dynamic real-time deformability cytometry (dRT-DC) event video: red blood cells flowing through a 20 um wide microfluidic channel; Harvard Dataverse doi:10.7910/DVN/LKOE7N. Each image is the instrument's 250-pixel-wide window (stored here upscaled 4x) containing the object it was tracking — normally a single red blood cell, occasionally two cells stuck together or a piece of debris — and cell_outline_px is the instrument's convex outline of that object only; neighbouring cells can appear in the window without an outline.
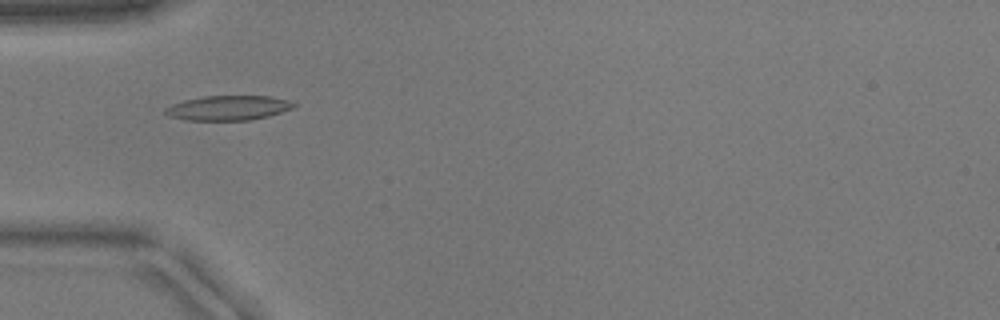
{"species": "common noctule bat (a hibernating species)", "species_latin": "Nyctalus noctula", "temperature_condition": "warm", "stored_images_in_passage": 39, "camera_frame_rate_fps": 3000, "um_per_image_px": 0.085, "animal": {"sex": "male", "body_mass_g": 17.9}, "frame": {"image": 1, "passage_image": 4, "time_ms": 1.0, "image_size_px": [1000, 320], "cell_outline_px": [[296, 104], [292, 108], [268, 116], [252, 120], [188, 120], [168, 116], [164, 112], [164, 108], [172, 104], [184, 100], [204, 96], [268, 96], [288, 100]], "centroid_in_image_um": [19.36, 9.17], "position_along_channel_um": 65.6, "area_um2": 18.38}}
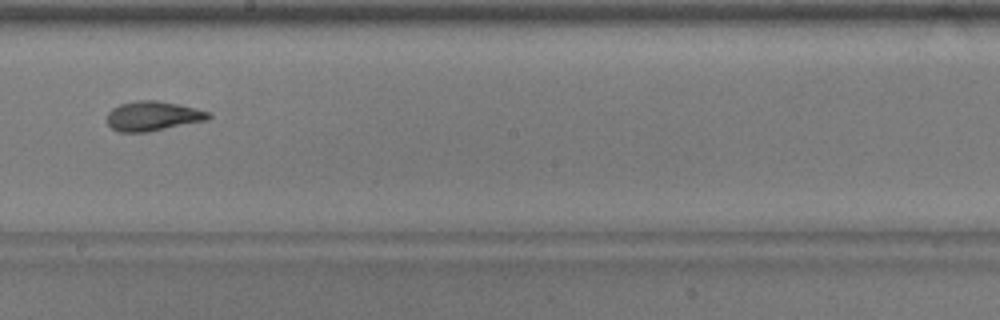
{"frame": {"image": 2, "passage_image": 17, "time_ms": 5.333, "image_size_px": [1000, 320], "cell_outline_px": [[212, 116], [208, 120], [148, 132], [120, 132], [112, 128], [108, 124], [108, 112], [112, 108], [120, 104], [136, 100], [156, 100], [196, 108], [212, 112]], "centroid_in_image_um": [13.02, 9.86], "position_along_channel_um": 235.2, "area_um2": 17.57}}
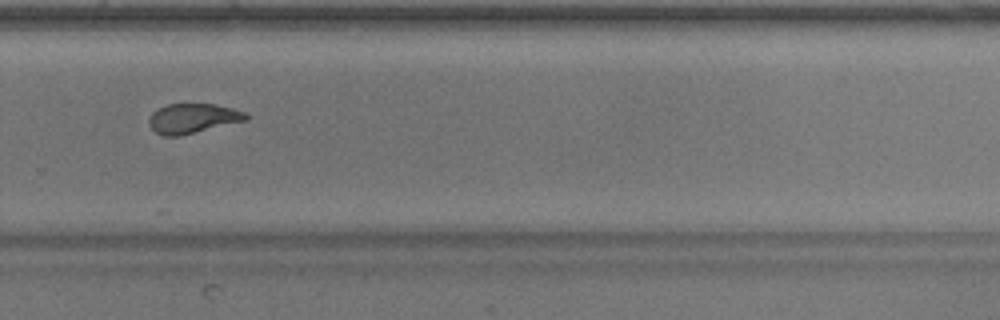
{"frame": {"image": 3, "passage_image": 23, "time_ms": 7.333, "image_size_px": [1000, 320], "cell_outline_px": [[248, 120], [176, 136], [164, 136], [156, 132], [148, 124], [148, 120], [152, 112], [168, 104], [216, 104], [232, 108], [244, 112], [248, 116]], "centroid_in_image_um": [16.38, 10.05], "position_along_channel_um": 313.4, "area_um2": 16.53}}